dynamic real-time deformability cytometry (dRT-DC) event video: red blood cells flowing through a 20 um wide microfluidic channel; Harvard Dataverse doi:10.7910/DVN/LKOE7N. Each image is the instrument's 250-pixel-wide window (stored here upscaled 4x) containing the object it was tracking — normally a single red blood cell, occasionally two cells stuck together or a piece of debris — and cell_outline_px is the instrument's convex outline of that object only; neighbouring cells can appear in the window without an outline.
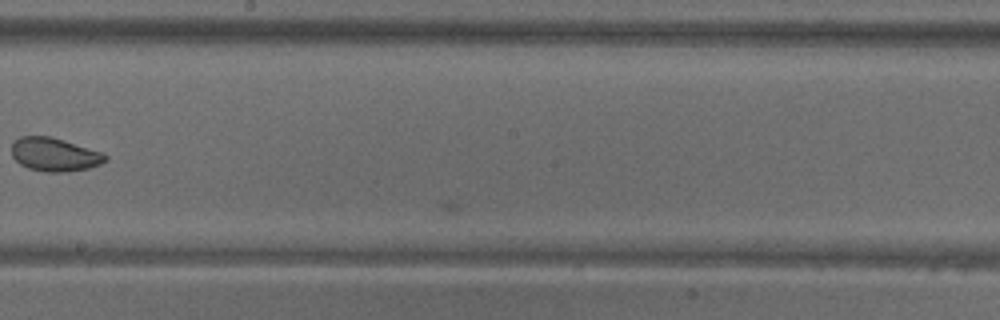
{"species": "common noctule bat (a hibernating species)", "species_latin": "Nyctalus noctula", "temperature_condition": "warm", "stored_images_in_passage": 32, "camera_frame_rate_fps": 3000, "um_per_image_px": 0.085, "animal": {"sex": "male", "body_mass_g": 18.8}, "frame": {"image": 1, "passage_image": 31, "time_ms": 10.0, "image_size_px": [1000, 320], "cell_outline_px": [[108, 160], [100, 164], [88, 168], [64, 172], [44, 172], [28, 168], [20, 164], [12, 156], [12, 144], [20, 136], [48, 136], [104, 152], [108, 156]], "centroid_in_image_um": [4.65, 13.14], "position_along_channel_um": 243.5, "area_um2": 18.26}}